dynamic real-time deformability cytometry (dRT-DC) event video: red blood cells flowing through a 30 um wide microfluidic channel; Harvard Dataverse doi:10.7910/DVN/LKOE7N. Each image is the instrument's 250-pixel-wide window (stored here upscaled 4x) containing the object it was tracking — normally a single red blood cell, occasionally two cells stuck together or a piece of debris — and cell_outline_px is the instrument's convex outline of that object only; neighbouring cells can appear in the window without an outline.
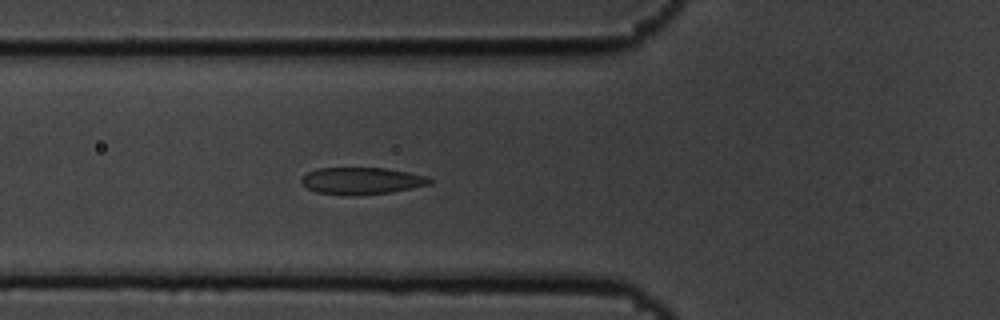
{"species": "common noctule bat (a hibernating species)", "species_latin": "Nyctalus noctula", "temperature_condition": "cold", "stored_images_in_passage": 6, "camera_frame_rate_fps": 3000, "um_per_image_px": 0.085, "animal": {"sex": "male", "body_mass_g": 19.5, "forearm_length_mm": 54.6}, "frame": {"image": 1, "passage_image": 6, "time_ms": 1.667, "image_size_px": [1000, 320], "cell_outline_px": [[432, 184], [412, 188], [388, 192], [348, 196], [316, 192], [308, 188], [300, 180], [300, 176], [316, 168], [384, 168], [408, 172], [428, 176], [432, 180]], "centroid_in_image_um": [30.72, 15.36], "position_along_channel_um": 95.1, "area_um2": 20.17}}